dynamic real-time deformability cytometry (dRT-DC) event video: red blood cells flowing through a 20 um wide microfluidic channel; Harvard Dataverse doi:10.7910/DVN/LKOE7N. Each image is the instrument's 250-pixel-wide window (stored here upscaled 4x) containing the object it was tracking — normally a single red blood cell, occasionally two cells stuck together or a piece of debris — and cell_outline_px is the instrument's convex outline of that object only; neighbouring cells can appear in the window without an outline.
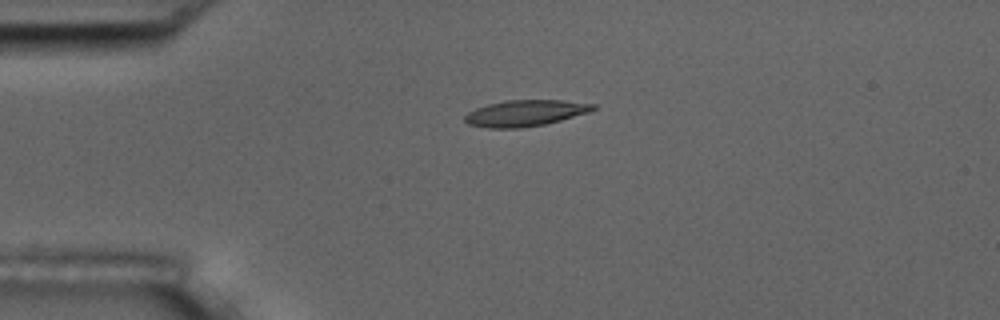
{"species": "common noctule bat (a hibernating species)", "species_latin": "Nyctalus noctula", "temperature_condition": "room temperature", "stored_images_in_passage": 4, "camera_frame_rate_fps": 3000, "um_per_image_px": 0.085, "animal": {"sex": "male", "body_mass_g": 17.5, "forearm_length_mm": 52.3}, "frame": {"image": 1, "passage_image": 3, "time_ms": 3.333, "image_size_px": [1000, 320], "cell_outline_px": [[596, 108], [588, 112], [560, 120], [544, 124], [520, 128], [488, 128], [468, 124], [464, 120], [464, 116], [468, 112], [476, 108], [488, 104], [508, 100], [564, 100], [596, 104]], "centroid_in_image_um": [44.63, 9.61], "position_along_channel_um": 40.4, "area_um2": 19.48}}